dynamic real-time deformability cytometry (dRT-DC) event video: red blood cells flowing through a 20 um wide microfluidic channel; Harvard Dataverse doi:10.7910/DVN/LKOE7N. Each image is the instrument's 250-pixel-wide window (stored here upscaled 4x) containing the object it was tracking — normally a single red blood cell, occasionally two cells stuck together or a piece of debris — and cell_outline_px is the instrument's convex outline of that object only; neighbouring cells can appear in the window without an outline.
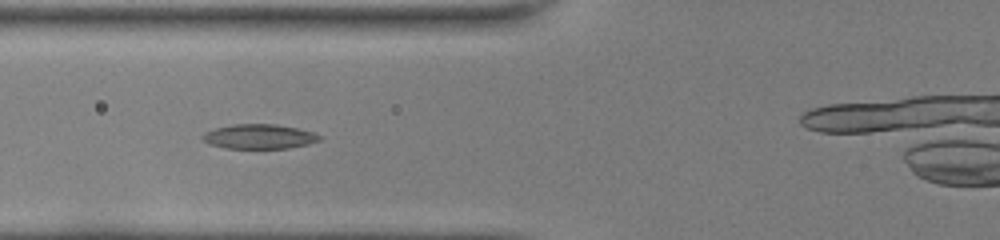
{"species": "common noctule bat (a hibernating species)", "species_latin": "Nyctalus noctula", "temperature_condition": "room temperature", "stored_images_in_passage": 35, "camera_frame_rate_fps": 3000, "um_per_image_px": 0.085, "animal": {"sex": "female", "body_mass_g": 22.0, "forearm_length_mm": 56.7}, "frame": {"image": 1, "passage_image": 10, "time_ms": 3.0, "image_size_px": [1000, 240], "cell_outline_px": [[320, 140], [308, 144], [288, 148], [224, 148], [208, 144], [200, 136], [204, 132], [216, 128], [232, 124], [276, 124], [316, 132], [320, 136]], "centroid_in_image_um": [22.01, 11.6], "position_along_channel_um": 103.8, "area_um2": 16.82}}
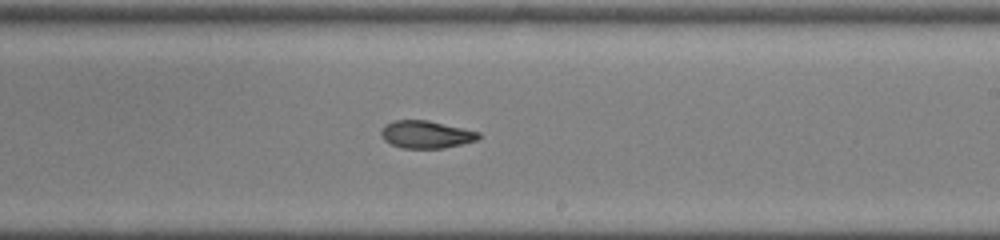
{"frame": {"image": 2, "passage_image": 21, "time_ms": 6.667, "image_size_px": [1000, 240], "cell_outline_px": [[480, 136], [476, 140], [444, 148], [404, 148], [392, 144], [384, 140], [380, 132], [384, 124], [392, 120], [428, 120], [480, 132]], "centroid_in_image_um": [36.19, 11.41], "position_along_channel_um": 252.8, "area_um2": 15.55}}
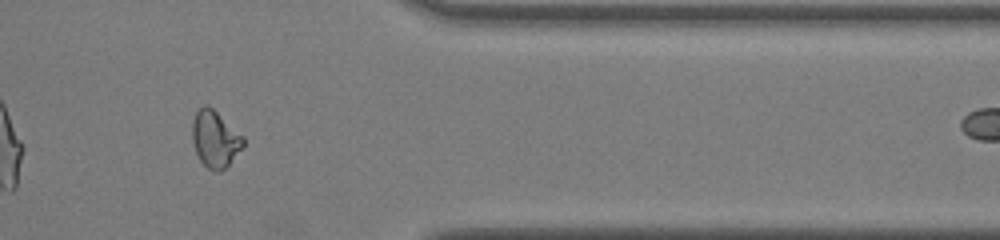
{"frame": {"image": 3, "passage_image": 32, "time_ms": 10.333, "image_size_px": [1000, 240], "cell_outline_px": [[244, 144], [228, 164], [224, 168], [216, 172], [208, 168], [200, 160], [196, 152], [192, 140], [192, 120], [196, 112], [204, 104], [208, 104], [244, 136]], "centroid_in_image_um": [18.26, 11.78], "position_along_channel_um": 393.1, "area_um2": 16.65}}